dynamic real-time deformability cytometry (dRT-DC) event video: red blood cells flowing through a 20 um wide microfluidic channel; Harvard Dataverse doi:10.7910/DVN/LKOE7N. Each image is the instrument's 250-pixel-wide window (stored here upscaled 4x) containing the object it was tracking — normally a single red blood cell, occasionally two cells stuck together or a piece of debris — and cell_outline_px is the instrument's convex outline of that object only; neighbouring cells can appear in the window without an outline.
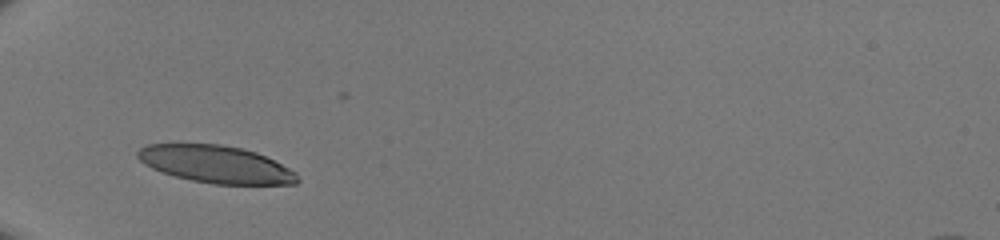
{"species": "human", "species_latin": "Homo sapiens", "temperature_condition": "room temperature", "stored_images_in_passage": 26, "camera_frame_rate_fps": 3000, "um_per_image_px": 0.085, "donor": {"sex": "male"}, "frame": {"image": 1, "passage_image": 1, "time_ms": 0.0, "image_size_px": [1000, 240], "cell_outline_px": [[300, 180], [296, 184], [212, 184], [192, 180], [160, 172], [144, 164], [136, 156], [136, 152], [140, 148], [148, 144], [220, 144], [240, 148], [256, 152], [296, 172]], "centroid_in_image_um": [18.33, 13.96], "position_along_channel_um": 66.7, "area_um2": 34.56}}
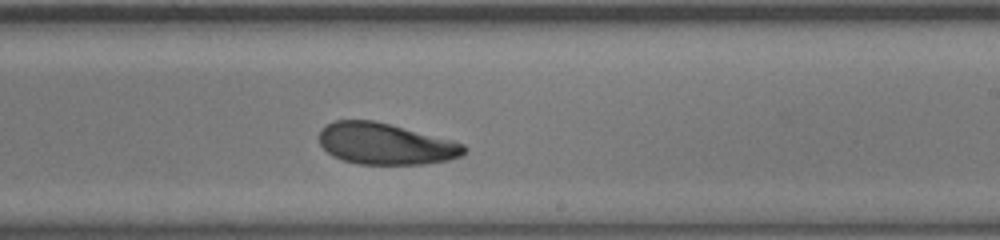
{"frame": {"image": 2, "passage_image": 15, "time_ms": 4.667, "image_size_px": [1000, 240], "cell_outline_px": [[468, 148], [460, 156], [448, 160], [424, 164], [356, 164], [332, 156], [320, 144], [320, 128], [324, 124], [336, 120], [372, 120], [452, 140], [464, 144]], "centroid_in_image_um": [32.74, 12.23], "position_along_channel_um": 256.3, "area_um2": 34.8}}
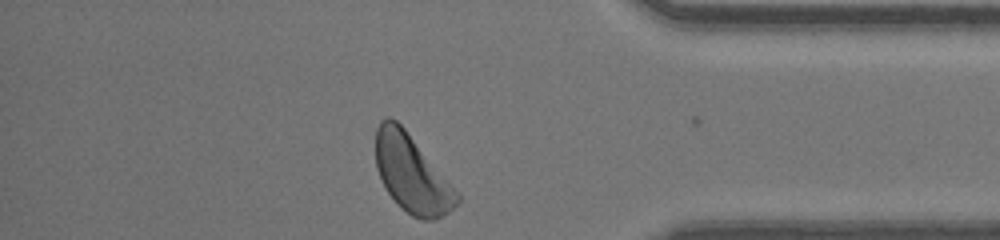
{"frame": {"image": 3, "passage_image": 26, "time_ms": 8.333, "image_size_px": [1000, 240], "cell_outline_px": [[460, 200], [448, 212], [436, 220], [424, 220], [412, 216], [400, 208], [396, 204], [388, 192], [376, 168], [376, 128], [380, 120], [388, 116], [392, 116], [404, 128], [460, 192]], "centroid_in_image_um": [35.02, 14.78], "position_along_channel_um": 400.2, "area_um2": 36.88}}